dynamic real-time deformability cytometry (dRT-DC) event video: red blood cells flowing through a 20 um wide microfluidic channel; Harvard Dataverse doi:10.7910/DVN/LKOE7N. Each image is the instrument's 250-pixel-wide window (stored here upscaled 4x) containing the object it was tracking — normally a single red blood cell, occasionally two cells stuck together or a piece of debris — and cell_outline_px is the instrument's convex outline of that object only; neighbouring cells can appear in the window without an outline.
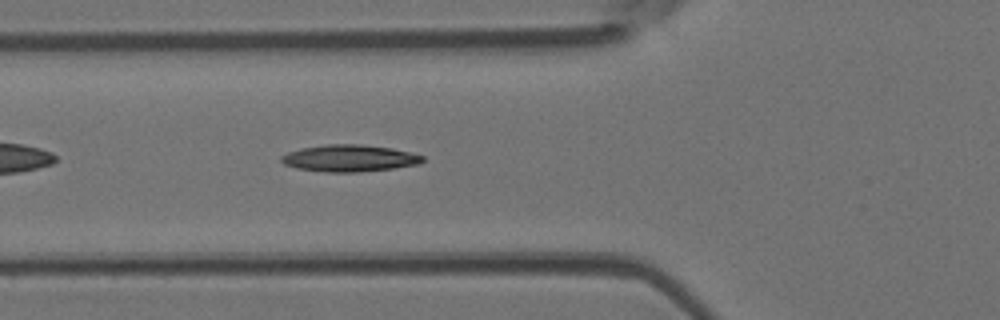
{"species": "Egyptian fruit bat (a non-hibernating species)", "species_latin": "Rousettus aegyptiacus", "temperature_condition": "room temperature", "stored_images_in_passage": 5, "camera_frame_rate_fps": 3000, "um_per_image_px": 0.085, "animal": {"sex": "female"}, "frame": {"image": 1, "passage_image": 5, "time_ms": 1.333, "image_size_px": [1000, 320], "cell_outline_px": [[424, 160], [420, 164], [392, 168], [360, 172], [324, 172], [296, 168], [284, 164], [280, 160], [280, 156], [288, 152], [300, 148], [328, 144], [360, 144], [392, 148], [424, 156]], "centroid_in_image_um": [29.67, 13.45], "position_along_channel_um": 96.1, "area_um2": 22.14}}